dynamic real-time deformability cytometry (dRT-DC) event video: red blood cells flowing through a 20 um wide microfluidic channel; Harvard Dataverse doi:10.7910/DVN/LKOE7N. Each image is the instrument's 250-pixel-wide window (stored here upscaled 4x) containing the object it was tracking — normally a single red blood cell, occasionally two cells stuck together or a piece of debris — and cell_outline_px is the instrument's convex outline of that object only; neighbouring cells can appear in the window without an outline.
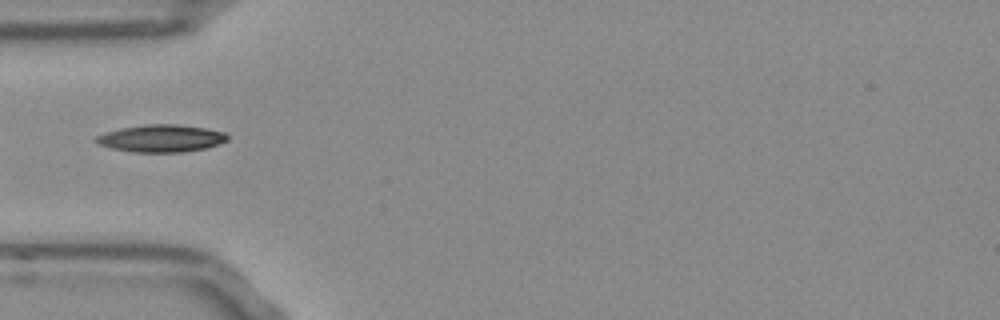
{"species": "Egyptian fruit bat (a non-hibernating species)", "species_latin": "Rousettus aegyptiacus", "temperature_condition": "room temperature", "stored_images_in_passage": 37, "camera_frame_rate_fps": 3000, "um_per_image_px": 0.085, "frame": {"image": 1, "passage_image": 1, "time_ms": 0.0, "image_size_px": [1000, 320], "cell_outline_px": [[228, 140], [204, 148], [180, 152], [132, 152], [112, 148], [100, 144], [96, 140], [96, 136], [104, 132], [120, 128], [144, 124], [176, 124], [204, 128], [224, 132], [228, 136]], "centroid_in_image_um": [13.67, 11.75], "position_along_channel_um": 71.3, "area_um2": 20.69}}
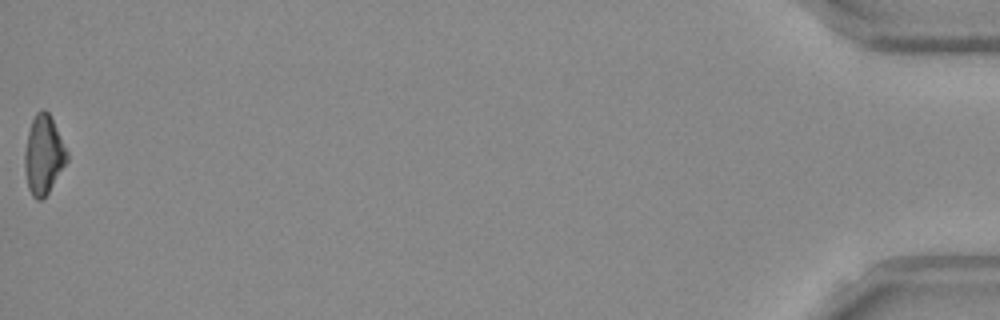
{"frame": {"image": 2, "passage_image": 37, "time_ms": 12.0, "image_size_px": [1000, 320], "cell_outline_px": [[68, 160], [48, 192], [40, 200], [36, 200], [32, 196], [28, 188], [24, 168], [24, 156], [28, 132], [32, 120], [36, 112], [40, 108], [44, 108], [48, 112], [68, 152]], "centroid_in_image_um": [3.69, 13.16], "position_along_channel_um": 431.5, "area_um2": 19.25}}